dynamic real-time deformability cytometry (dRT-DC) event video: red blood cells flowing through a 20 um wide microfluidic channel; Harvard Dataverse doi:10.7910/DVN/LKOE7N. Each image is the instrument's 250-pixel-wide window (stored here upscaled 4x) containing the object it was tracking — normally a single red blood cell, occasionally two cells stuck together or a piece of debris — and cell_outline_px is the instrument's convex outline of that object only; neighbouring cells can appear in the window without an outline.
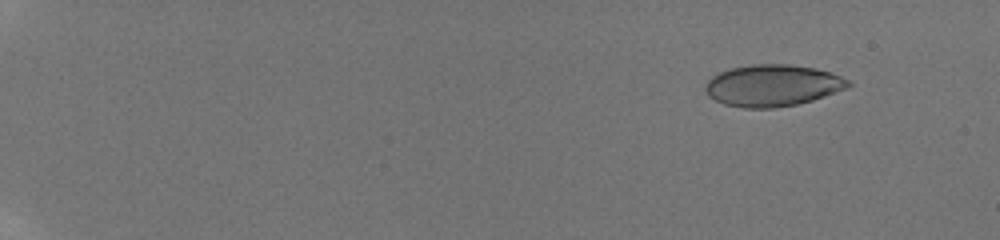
{"species": "human", "species_latin": "Homo sapiens", "temperature_condition": "room temperature", "stored_images_in_passage": 17, "camera_frame_rate_fps": 3000, "um_per_image_px": 0.085, "donor": {"sex": "male"}, "frame": {"image": 1, "passage_image": 3, "time_ms": 1.667, "image_size_px": [1000, 240], "cell_outline_px": [[852, 84], [848, 88], [812, 100], [796, 104], [776, 108], [744, 108], [724, 104], [708, 96], [704, 92], [704, 88], [708, 80], [712, 76], [728, 68], [752, 64], [788, 64], [816, 68], [840, 76], [848, 80]], "centroid_in_image_um": [65.64, 7.26], "position_along_channel_um": 19.4, "area_um2": 34.8}}
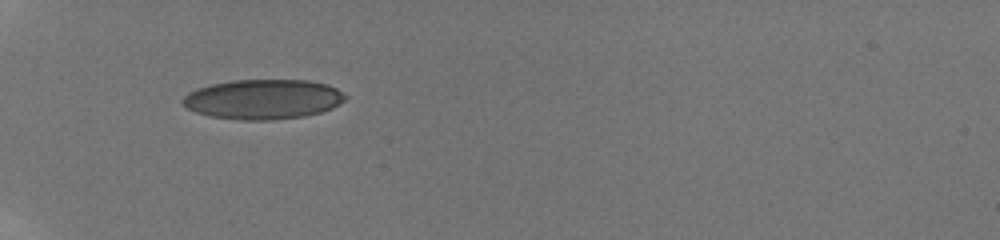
{"frame": {"image": 2, "passage_image": 10, "time_ms": 7.0, "image_size_px": [1000, 240], "cell_outline_px": [[348, 96], [344, 100], [332, 108], [320, 112], [304, 116], [272, 120], [240, 120], [208, 116], [196, 112], [188, 108], [180, 100], [188, 92], [196, 88], [212, 84], [232, 80], [308, 80], [328, 84], [336, 88]], "centroid_in_image_um": [22.35, 8.43], "position_along_channel_um": 62.6, "area_um2": 37.86}}
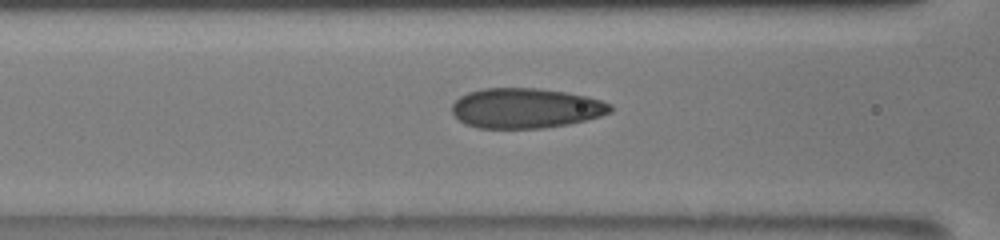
{"frame": {"image": 3, "passage_image": 17, "time_ms": 9.0, "image_size_px": [1000, 240], "cell_outline_px": [[612, 112], [600, 116], [568, 124], [544, 128], [480, 128], [464, 124], [452, 112], [452, 104], [460, 96], [468, 92], [484, 88], [536, 88], [564, 92], [588, 96], [612, 104]], "centroid_in_image_um": [44.69, 9.19], "position_along_channel_um": 121.9, "area_um2": 36.93}}